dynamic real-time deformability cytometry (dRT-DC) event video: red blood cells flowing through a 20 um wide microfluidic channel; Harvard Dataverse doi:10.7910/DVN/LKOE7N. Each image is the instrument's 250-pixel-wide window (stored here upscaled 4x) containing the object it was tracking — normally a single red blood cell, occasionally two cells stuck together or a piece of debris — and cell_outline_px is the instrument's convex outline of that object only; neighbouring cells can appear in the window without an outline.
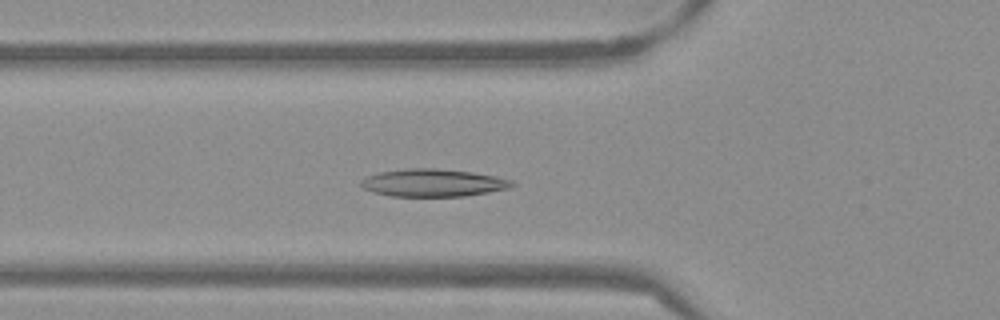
{"species": "Egyptian fruit bat (a non-hibernating species)", "species_latin": "Rousettus aegyptiacus", "temperature_condition": "warm", "stored_images_in_passage": 53, "camera_frame_rate_fps": 3000, "um_per_image_px": 0.085, "frame": {"image": 1, "passage_image": 19, "time_ms": 6.0, "image_size_px": [1000, 320], "cell_outline_px": [[516, 184], [512, 188], [464, 196], [392, 196], [376, 192], [364, 188], [360, 184], [360, 180], [368, 176], [380, 172], [408, 168], [436, 168], [472, 172], [496, 176], [512, 180]], "centroid_in_image_um": [36.87, 15.53], "position_along_channel_um": 88.9, "area_um2": 24.22}}
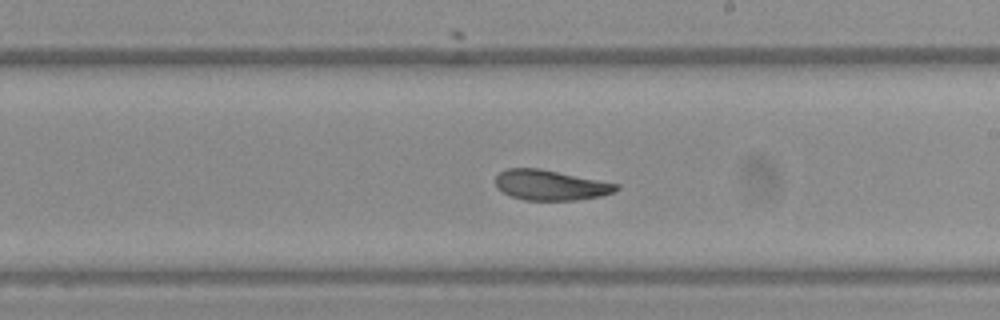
{"frame": {"image": 2, "passage_image": 31, "time_ms": 10.0, "image_size_px": [1000, 320], "cell_outline_px": [[620, 188], [612, 192], [600, 196], [576, 200], [524, 200], [512, 196], [496, 188], [496, 176], [500, 172], [508, 168], [540, 168], [620, 184]], "centroid_in_image_um": [46.79, 15.73], "position_along_channel_um": 242.2, "area_um2": 21.21}}
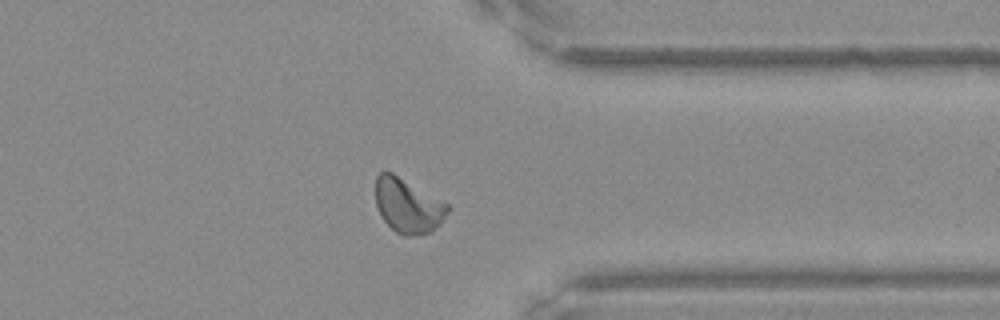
{"frame": {"image": 3, "passage_image": 42, "time_ms": 13.667, "image_size_px": [1000, 320], "cell_outline_px": [[452, 208], [440, 224], [432, 232], [420, 236], [404, 236], [396, 232], [384, 220], [376, 204], [376, 176], [380, 172], [392, 172], [448, 204]], "centroid_in_image_um": [34.7, 17.51], "position_along_channel_um": 376.7, "area_um2": 22.89}, "authors_computed_cell_mechanics": {"area_um2": 22.6576, "velocity_mm_per_s": 3.811, "shape_relaxation_time_tau1_ms": 7.483, "shape_relaxation_time_tau2_ms": 1.956, "deformation_change_tau1": 0.1892, "deformation_change_tau2": 0.068}}